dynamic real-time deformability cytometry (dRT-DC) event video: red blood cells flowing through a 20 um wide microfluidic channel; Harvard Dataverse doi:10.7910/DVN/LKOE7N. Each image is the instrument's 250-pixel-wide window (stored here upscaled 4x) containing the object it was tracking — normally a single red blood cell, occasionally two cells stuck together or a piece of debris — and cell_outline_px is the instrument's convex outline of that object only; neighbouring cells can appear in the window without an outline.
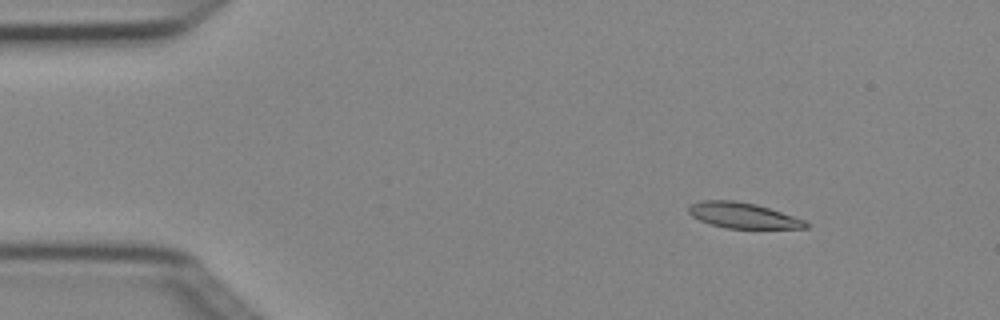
{"species": "Egyptian fruit bat (a non-hibernating species)", "species_latin": "Rousettus aegyptiacus", "temperature_condition": "cold", "stored_images_in_passage": 4, "camera_frame_rate_fps": 3000, "um_per_image_px": 0.085, "animal": {"sex": "female"}, "frame": {"image": 1, "passage_image": 2, "time_ms": 0.333, "image_size_px": [1000, 320], "cell_outline_px": [[808, 228], [724, 228], [700, 220], [692, 216], [688, 212], [688, 208], [692, 204], [700, 200], [732, 200], [756, 204], [804, 220], [808, 224]], "centroid_in_image_um": [63.11, 18.31], "position_along_channel_um": 21.9, "area_um2": 17.17}}